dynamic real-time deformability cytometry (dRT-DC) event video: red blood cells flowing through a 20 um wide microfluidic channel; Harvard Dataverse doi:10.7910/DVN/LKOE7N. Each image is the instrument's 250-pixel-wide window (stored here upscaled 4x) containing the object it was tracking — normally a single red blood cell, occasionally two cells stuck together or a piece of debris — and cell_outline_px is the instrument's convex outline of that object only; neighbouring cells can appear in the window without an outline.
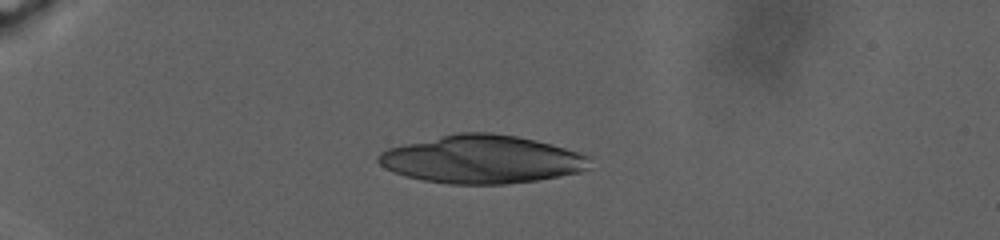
{"species": "human", "species_latin": "Homo sapiens", "temperature_condition": "warm", "stored_images_in_passage": 181, "camera_frame_rate_fps": 3000, "um_per_image_px": 0.085, "donor": {"sex": "male"}, "frame": {"image": 1, "passage_image": 1, "time_ms": 0.0, "image_size_px": [1000, 240], "cell_outline_px": [[592, 168], [580, 172], [560, 176], [536, 180], [508, 184], [448, 184], [424, 180], [404, 176], [392, 172], [384, 168], [376, 160], [376, 156], [380, 152], [388, 148], [404, 144], [460, 132], [488, 132], [516, 136], [552, 144], [588, 156]], "centroid_in_image_um": [40.94, 13.55], "position_along_channel_um": 44.1, "area_um2": 59.25}}
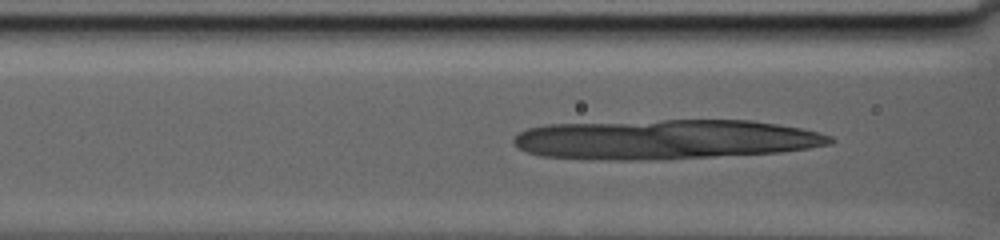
{"frame": {"image": 2, "passage_image": 45, "time_ms": 5.667, "image_size_px": [1000, 240], "cell_outline_px": [[836, 140], [832, 144], [808, 148], [780, 152], [664, 160], [584, 160], [540, 156], [528, 152], [520, 148], [512, 140], [520, 132], [528, 128], [544, 124], [664, 120], [752, 120], [800, 128], [832, 136]], "centroid_in_image_um": [56.51, 11.86], "position_along_channel_um": 110.1, "area_um2": 74.04}}